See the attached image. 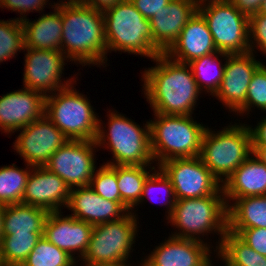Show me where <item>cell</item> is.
Masks as SVG:
<instances>
[{
    "mask_svg": "<svg viewBox=\"0 0 266 266\" xmlns=\"http://www.w3.org/2000/svg\"><path fill=\"white\" fill-rule=\"evenodd\" d=\"M153 61L156 66L145 68L141 80L146 101L154 113L192 115L201 90L190 66L174 61L164 53L157 55Z\"/></svg>",
    "mask_w": 266,
    "mask_h": 266,
    "instance_id": "obj_1",
    "label": "cell"
},
{
    "mask_svg": "<svg viewBox=\"0 0 266 266\" xmlns=\"http://www.w3.org/2000/svg\"><path fill=\"white\" fill-rule=\"evenodd\" d=\"M62 28L61 52L68 60L82 66L106 67L107 44L102 12L80 2H62Z\"/></svg>",
    "mask_w": 266,
    "mask_h": 266,
    "instance_id": "obj_2",
    "label": "cell"
},
{
    "mask_svg": "<svg viewBox=\"0 0 266 266\" xmlns=\"http://www.w3.org/2000/svg\"><path fill=\"white\" fill-rule=\"evenodd\" d=\"M149 120L150 146L154 161L162 162L174 158H193L200 155L206 127L197 123L192 115H163L154 113Z\"/></svg>",
    "mask_w": 266,
    "mask_h": 266,
    "instance_id": "obj_3",
    "label": "cell"
},
{
    "mask_svg": "<svg viewBox=\"0 0 266 266\" xmlns=\"http://www.w3.org/2000/svg\"><path fill=\"white\" fill-rule=\"evenodd\" d=\"M108 114V132L103 127L102 120L98 119L95 138L97 147L105 146L112 151L113 162L105 164L152 166L154 159L150 146L149 121L143 124L145 126L142 128L133 120L118 114L116 110L109 111Z\"/></svg>",
    "mask_w": 266,
    "mask_h": 266,
    "instance_id": "obj_4",
    "label": "cell"
},
{
    "mask_svg": "<svg viewBox=\"0 0 266 266\" xmlns=\"http://www.w3.org/2000/svg\"><path fill=\"white\" fill-rule=\"evenodd\" d=\"M103 16L107 53L128 52L151 60L162 53L152 42L149 20L144 18L130 0H122L103 12Z\"/></svg>",
    "mask_w": 266,
    "mask_h": 266,
    "instance_id": "obj_5",
    "label": "cell"
},
{
    "mask_svg": "<svg viewBox=\"0 0 266 266\" xmlns=\"http://www.w3.org/2000/svg\"><path fill=\"white\" fill-rule=\"evenodd\" d=\"M178 231L171 236L203 241L200 239L207 233H218L222 238L228 230L227 205L224 195H210L201 198L176 200L172 214L167 219ZM174 225V226H173ZM178 232V233H177Z\"/></svg>",
    "mask_w": 266,
    "mask_h": 266,
    "instance_id": "obj_6",
    "label": "cell"
},
{
    "mask_svg": "<svg viewBox=\"0 0 266 266\" xmlns=\"http://www.w3.org/2000/svg\"><path fill=\"white\" fill-rule=\"evenodd\" d=\"M237 124L217 133L207 126L203 135L199 157L221 184L253 153L249 125Z\"/></svg>",
    "mask_w": 266,
    "mask_h": 266,
    "instance_id": "obj_7",
    "label": "cell"
},
{
    "mask_svg": "<svg viewBox=\"0 0 266 266\" xmlns=\"http://www.w3.org/2000/svg\"><path fill=\"white\" fill-rule=\"evenodd\" d=\"M72 85L45 97V116L69 140H95L99 116L87 96Z\"/></svg>",
    "mask_w": 266,
    "mask_h": 266,
    "instance_id": "obj_8",
    "label": "cell"
},
{
    "mask_svg": "<svg viewBox=\"0 0 266 266\" xmlns=\"http://www.w3.org/2000/svg\"><path fill=\"white\" fill-rule=\"evenodd\" d=\"M198 12L208 25L217 51L228 54L250 52L249 17L230 1L201 0Z\"/></svg>",
    "mask_w": 266,
    "mask_h": 266,
    "instance_id": "obj_9",
    "label": "cell"
},
{
    "mask_svg": "<svg viewBox=\"0 0 266 266\" xmlns=\"http://www.w3.org/2000/svg\"><path fill=\"white\" fill-rule=\"evenodd\" d=\"M136 213L129 212L117 221L95 225L85 255L84 266L127 261L133 252L138 230ZM132 250V251H131Z\"/></svg>",
    "mask_w": 266,
    "mask_h": 266,
    "instance_id": "obj_10",
    "label": "cell"
},
{
    "mask_svg": "<svg viewBox=\"0 0 266 266\" xmlns=\"http://www.w3.org/2000/svg\"><path fill=\"white\" fill-rule=\"evenodd\" d=\"M158 167L170 179L176 200L224 195L221 182L199 156L166 160Z\"/></svg>",
    "mask_w": 266,
    "mask_h": 266,
    "instance_id": "obj_11",
    "label": "cell"
},
{
    "mask_svg": "<svg viewBox=\"0 0 266 266\" xmlns=\"http://www.w3.org/2000/svg\"><path fill=\"white\" fill-rule=\"evenodd\" d=\"M95 140H69L55 151L45 165L71 189L90 186L96 170Z\"/></svg>",
    "mask_w": 266,
    "mask_h": 266,
    "instance_id": "obj_12",
    "label": "cell"
},
{
    "mask_svg": "<svg viewBox=\"0 0 266 266\" xmlns=\"http://www.w3.org/2000/svg\"><path fill=\"white\" fill-rule=\"evenodd\" d=\"M25 54L23 87L38 91L45 96L61 88L76 84L75 78L64 82L61 77L68 59L61 51L38 50L24 47ZM25 85V86H24Z\"/></svg>",
    "mask_w": 266,
    "mask_h": 266,
    "instance_id": "obj_13",
    "label": "cell"
},
{
    "mask_svg": "<svg viewBox=\"0 0 266 266\" xmlns=\"http://www.w3.org/2000/svg\"><path fill=\"white\" fill-rule=\"evenodd\" d=\"M18 131L14 150L33 167L45 166L51 155L69 141L45 115Z\"/></svg>",
    "mask_w": 266,
    "mask_h": 266,
    "instance_id": "obj_14",
    "label": "cell"
},
{
    "mask_svg": "<svg viewBox=\"0 0 266 266\" xmlns=\"http://www.w3.org/2000/svg\"><path fill=\"white\" fill-rule=\"evenodd\" d=\"M255 57L252 52L227 55L223 79L213 96L231 112L236 113L246 102L251 78L263 64V62L257 61Z\"/></svg>",
    "mask_w": 266,
    "mask_h": 266,
    "instance_id": "obj_15",
    "label": "cell"
},
{
    "mask_svg": "<svg viewBox=\"0 0 266 266\" xmlns=\"http://www.w3.org/2000/svg\"><path fill=\"white\" fill-rule=\"evenodd\" d=\"M45 95L22 88L0 97V130L12 134L45 115Z\"/></svg>",
    "mask_w": 266,
    "mask_h": 266,
    "instance_id": "obj_16",
    "label": "cell"
},
{
    "mask_svg": "<svg viewBox=\"0 0 266 266\" xmlns=\"http://www.w3.org/2000/svg\"><path fill=\"white\" fill-rule=\"evenodd\" d=\"M71 188L45 166L32 167L27 178L22 203L59 212L67 207Z\"/></svg>",
    "mask_w": 266,
    "mask_h": 266,
    "instance_id": "obj_17",
    "label": "cell"
},
{
    "mask_svg": "<svg viewBox=\"0 0 266 266\" xmlns=\"http://www.w3.org/2000/svg\"><path fill=\"white\" fill-rule=\"evenodd\" d=\"M61 213L63 212L48 213L43 236L59 249L66 251L75 260L78 259L77 257L82 259L87 251L94 226ZM75 254L78 256L75 257Z\"/></svg>",
    "mask_w": 266,
    "mask_h": 266,
    "instance_id": "obj_18",
    "label": "cell"
},
{
    "mask_svg": "<svg viewBox=\"0 0 266 266\" xmlns=\"http://www.w3.org/2000/svg\"><path fill=\"white\" fill-rule=\"evenodd\" d=\"M67 209L70 216L93 226L121 220L129 212L119 203L99 196L90 186L71 189Z\"/></svg>",
    "mask_w": 266,
    "mask_h": 266,
    "instance_id": "obj_19",
    "label": "cell"
},
{
    "mask_svg": "<svg viewBox=\"0 0 266 266\" xmlns=\"http://www.w3.org/2000/svg\"><path fill=\"white\" fill-rule=\"evenodd\" d=\"M198 0H171L149 22L152 42L165 53L178 39L187 22L198 11Z\"/></svg>",
    "mask_w": 266,
    "mask_h": 266,
    "instance_id": "obj_20",
    "label": "cell"
},
{
    "mask_svg": "<svg viewBox=\"0 0 266 266\" xmlns=\"http://www.w3.org/2000/svg\"><path fill=\"white\" fill-rule=\"evenodd\" d=\"M144 257L146 266H200L211 256L204 241L169 236Z\"/></svg>",
    "mask_w": 266,
    "mask_h": 266,
    "instance_id": "obj_21",
    "label": "cell"
},
{
    "mask_svg": "<svg viewBox=\"0 0 266 266\" xmlns=\"http://www.w3.org/2000/svg\"><path fill=\"white\" fill-rule=\"evenodd\" d=\"M213 52L218 51L212 34L204 17L197 11L164 54L174 61L188 64Z\"/></svg>",
    "mask_w": 266,
    "mask_h": 266,
    "instance_id": "obj_22",
    "label": "cell"
},
{
    "mask_svg": "<svg viewBox=\"0 0 266 266\" xmlns=\"http://www.w3.org/2000/svg\"><path fill=\"white\" fill-rule=\"evenodd\" d=\"M227 207L235 199L266 195V165L253 154L222 184ZM233 200V201H232ZM232 201V202H230Z\"/></svg>",
    "mask_w": 266,
    "mask_h": 266,
    "instance_id": "obj_23",
    "label": "cell"
},
{
    "mask_svg": "<svg viewBox=\"0 0 266 266\" xmlns=\"http://www.w3.org/2000/svg\"><path fill=\"white\" fill-rule=\"evenodd\" d=\"M54 12L41 15L37 21H21L25 48L61 51L62 2L52 5Z\"/></svg>",
    "mask_w": 266,
    "mask_h": 266,
    "instance_id": "obj_24",
    "label": "cell"
},
{
    "mask_svg": "<svg viewBox=\"0 0 266 266\" xmlns=\"http://www.w3.org/2000/svg\"><path fill=\"white\" fill-rule=\"evenodd\" d=\"M48 213L46 209L23 203L6 205L3 214V235L43 232Z\"/></svg>",
    "mask_w": 266,
    "mask_h": 266,
    "instance_id": "obj_25",
    "label": "cell"
},
{
    "mask_svg": "<svg viewBox=\"0 0 266 266\" xmlns=\"http://www.w3.org/2000/svg\"><path fill=\"white\" fill-rule=\"evenodd\" d=\"M234 201L227 207L228 228H266V195Z\"/></svg>",
    "mask_w": 266,
    "mask_h": 266,
    "instance_id": "obj_26",
    "label": "cell"
},
{
    "mask_svg": "<svg viewBox=\"0 0 266 266\" xmlns=\"http://www.w3.org/2000/svg\"><path fill=\"white\" fill-rule=\"evenodd\" d=\"M217 255L228 266H266L265 256L228 230L222 238Z\"/></svg>",
    "mask_w": 266,
    "mask_h": 266,
    "instance_id": "obj_27",
    "label": "cell"
},
{
    "mask_svg": "<svg viewBox=\"0 0 266 266\" xmlns=\"http://www.w3.org/2000/svg\"><path fill=\"white\" fill-rule=\"evenodd\" d=\"M154 166L116 165V178L121 200L134 211L135 205L140 201L143 185ZM148 169V170H147Z\"/></svg>",
    "mask_w": 266,
    "mask_h": 266,
    "instance_id": "obj_28",
    "label": "cell"
},
{
    "mask_svg": "<svg viewBox=\"0 0 266 266\" xmlns=\"http://www.w3.org/2000/svg\"><path fill=\"white\" fill-rule=\"evenodd\" d=\"M227 55L228 53L225 52H213L188 63L201 91H207L213 96L219 89L223 79L225 64L222 65L218 57L220 56L224 58L223 60H226Z\"/></svg>",
    "mask_w": 266,
    "mask_h": 266,
    "instance_id": "obj_29",
    "label": "cell"
},
{
    "mask_svg": "<svg viewBox=\"0 0 266 266\" xmlns=\"http://www.w3.org/2000/svg\"><path fill=\"white\" fill-rule=\"evenodd\" d=\"M43 232L3 235L0 242V258L4 266H21L33 250Z\"/></svg>",
    "mask_w": 266,
    "mask_h": 266,
    "instance_id": "obj_30",
    "label": "cell"
},
{
    "mask_svg": "<svg viewBox=\"0 0 266 266\" xmlns=\"http://www.w3.org/2000/svg\"><path fill=\"white\" fill-rule=\"evenodd\" d=\"M26 167L21 169L12 164L0 168V203L4 205L22 203L27 178L33 166L27 164Z\"/></svg>",
    "mask_w": 266,
    "mask_h": 266,
    "instance_id": "obj_31",
    "label": "cell"
},
{
    "mask_svg": "<svg viewBox=\"0 0 266 266\" xmlns=\"http://www.w3.org/2000/svg\"><path fill=\"white\" fill-rule=\"evenodd\" d=\"M75 263L78 261L66 251L41 236L21 266H73Z\"/></svg>",
    "mask_w": 266,
    "mask_h": 266,
    "instance_id": "obj_32",
    "label": "cell"
},
{
    "mask_svg": "<svg viewBox=\"0 0 266 266\" xmlns=\"http://www.w3.org/2000/svg\"><path fill=\"white\" fill-rule=\"evenodd\" d=\"M24 32L21 21L0 20V63L14 58L24 50Z\"/></svg>",
    "mask_w": 266,
    "mask_h": 266,
    "instance_id": "obj_33",
    "label": "cell"
},
{
    "mask_svg": "<svg viewBox=\"0 0 266 266\" xmlns=\"http://www.w3.org/2000/svg\"><path fill=\"white\" fill-rule=\"evenodd\" d=\"M90 187L102 198L119 202L128 212H131V209L121 200L116 178V165L100 166L91 178Z\"/></svg>",
    "mask_w": 266,
    "mask_h": 266,
    "instance_id": "obj_34",
    "label": "cell"
},
{
    "mask_svg": "<svg viewBox=\"0 0 266 266\" xmlns=\"http://www.w3.org/2000/svg\"><path fill=\"white\" fill-rule=\"evenodd\" d=\"M155 190H156V193H157V191L158 192L163 191L164 193L163 192L162 193L164 195L166 194L165 195L166 201L164 200L165 203L163 202L162 206L167 205V211L166 212L168 213V216L166 215V217H167L166 219H168L169 216L172 214L173 208L175 206L176 197H175L174 189H173V186L171 184L170 179L165 175V173L159 167H157V170L154 169V172L151 173L147 177V179L145 180L140 201L135 206L142 203L144 201V198H147V199L149 198L153 202H155L154 201V195L152 197V194H153V192H155ZM161 192H160V194H161ZM162 199H164V198H162ZM159 202H160V200H159Z\"/></svg>",
    "mask_w": 266,
    "mask_h": 266,
    "instance_id": "obj_35",
    "label": "cell"
},
{
    "mask_svg": "<svg viewBox=\"0 0 266 266\" xmlns=\"http://www.w3.org/2000/svg\"><path fill=\"white\" fill-rule=\"evenodd\" d=\"M266 111V66L262 64L253 74L247 95L246 102L236 111L237 114H250L251 108Z\"/></svg>",
    "mask_w": 266,
    "mask_h": 266,
    "instance_id": "obj_36",
    "label": "cell"
},
{
    "mask_svg": "<svg viewBox=\"0 0 266 266\" xmlns=\"http://www.w3.org/2000/svg\"><path fill=\"white\" fill-rule=\"evenodd\" d=\"M249 47L252 53L256 48L266 55V16L263 14L249 17Z\"/></svg>",
    "mask_w": 266,
    "mask_h": 266,
    "instance_id": "obj_37",
    "label": "cell"
},
{
    "mask_svg": "<svg viewBox=\"0 0 266 266\" xmlns=\"http://www.w3.org/2000/svg\"><path fill=\"white\" fill-rule=\"evenodd\" d=\"M259 254L266 257V228H228Z\"/></svg>",
    "mask_w": 266,
    "mask_h": 266,
    "instance_id": "obj_38",
    "label": "cell"
},
{
    "mask_svg": "<svg viewBox=\"0 0 266 266\" xmlns=\"http://www.w3.org/2000/svg\"><path fill=\"white\" fill-rule=\"evenodd\" d=\"M49 1V0H48ZM47 0H0V8H7L12 10L13 12L20 13V18H16L19 21H23L26 19L25 13L35 11H42L44 9V5L47 4Z\"/></svg>",
    "mask_w": 266,
    "mask_h": 266,
    "instance_id": "obj_39",
    "label": "cell"
},
{
    "mask_svg": "<svg viewBox=\"0 0 266 266\" xmlns=\"http://www.w3.org/2000/svg\"><path fill=\"white\" fill-rule=\"evenodd\" d=\"M136 9L144 16L145 19L150 20L157 12L164 6L168 5L171 0H130Z\"/></svg>",
    "mask_w": 266,
    "mask_h": 266,
    "instance_id": "obj_40",
    "label": "cell"
},
{
    "mask_svg": "<svg viewBox=\"0 0 266 266\" xmlns=\"http://www.w3.org/2000/svg\"><path fill=\"white\" fill-rule=\"evenodd\" d=\"M264 0H232L235 8L247 17L258 14Z\"/></svg>",
    "mask_w": 266,
    "mask_h": 266,
    "instance_id": "obj_41",
    "label": "cell"
},
{
    "mask_svg": "<svg viewBox=\"0 0 266 266\" xmlns=\"http://www.w3.org/2000/svg\"><path fill=\"white\" fill-rule=\"evenodd\" d=\"M249 126L252 146H266V116L258 122L257 126Z\"/></svg>",
    "mask_w": 266,
    "mask_h": 266,
    "instance_id": "obj_42",
    "label": "cell"
},
{
    "mask_svg": "<svg viewBox=\"0 0 266 266\" xmlns=\"http://www.w3.org/2000/svg\"><path fill=\"white\" fill-rule=\"evenodd\" d=\"M121 1L122 0H80V3L103 13Z\"/></svg>",
    "mask_w": 266,
    "mask_h": 266,
    "instance_id": "obj_43",
    "label": "cell"
},
{
    "mask_svg": "<svg viewBox=\"0 0 266 266\" xmlns=\"http://www.w3.org/2000/svg\"><path fill=\"white\" fill-rule=\"evenodd\" d=\"M253 155L266 165V146H252Z\"/></svg>",
    "mask_w": 266,
    "mask_h": 266,
    "instance_id": "obj_44",
    "label": "cell"
},
{
    "mask_svg": "<svg viewBox=\"0 0 266 266\" xmlns=\"http://www.w3.org/2000/svg\"><path fill=\"white\" fill-rule=\"evenodd\" d=\"M139 265L146 266L144 259L141 260V263ZM96 266H131V265L127 264V261H121V262H117V263H107V264H100V265H96Z\"/></svg>",
    "mask_w": 266,
    "mask_h": 266,
    "instance_id": "obj_45",
    "label": "cell"
},
{
    "mask_svg": "<svg viewBox=\"0 0 266 266\" xmlns=\"http://www.w3.org/2000/svg\"><path fill=\"white\" fill-rule=\"evenodd\" d=\"M5 207H6V205L0 203V242H1L2 237H3V214L5 211Z\"/></svg>",
    "mask_w": 266,
    "mask_h": 266,
    "instance_id": "obj_46",
    "label": "cell"
},
{
    "mask_svg": "<svg viewBox=\"0 0 266 266\" xmlns=\"http://www.w3.org/2000/svg\"><path fill=\"white\" fill-rule=\"evenodd\" d=\"M259 13L266 16V0L263 1Z\"/></svg>",
    "mask_w": 266,
    "mask_h": 266,
    "instance_id": "obj_47",
    "label": "cell"
},
{
    "mask_svg": "<svg viewBox=\"0 0 266 266\" xmlns=\"http://www.w3.org/2000/svg\"><path fill=\"white\" fill-rule=\"evenodd\" d=\"M211 256H209L200 266H213L212 260L210 259Z\"/></svg>",
    "mask_w": 266,
    "mask_h": 266,
    "instance_id": "obj_48",
    "label": "cell"
},
{
    "mask_svg": "<svg viewBox=\"0 0 266 266\" xmlns=\"http://www.w3.org/2000/svg\"><path fill=\"white\" fill-rule=\"evenodd\" d=\"M59 2H80V0H60Z\"/></svg>",
    "mask_w": 266,
    "mask_h": 266,
    "instance_id": "obj_49",
    "label": "cell"
},
{
    "mask_svg": "<svg viewBox=\"0 0 266 266\" xmlns=\"http://www.w3.org/2000/svg\"><path fill=\"white\" fill-rule=\"evenodd\" d=\"M0 266H4V265H3V263H2V260H1V258H0Z\"/></svg>",
    "mask_w": 266,
    "mask_h": 266,
    "instance_id": "obj_50",
    "label": "cell"
}]
</instances>
